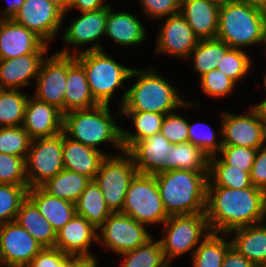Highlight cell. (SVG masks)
<instances>
[{"mask_svg": "<svg viewBox=\"0 0 266 267\" xmlns=\"http://www.w3.org/2000/svg\"><path fill=\"white\" fill-rule=\"evenodd\" d=\"M109 105L74 110L63 114V133L69 138L99 150L98 146L109 142L122 153V127L110 113Z\"/></svg>", "mask_w": 266, "mask_h": 267, "instance_id": "277c9868", "label": "cell"}, {"mask_svg": "<svg viewBox=\"0 0 266 267\" xmlns=\"http://www.w3.org/2000/svg\"><path fill=\"white\" fill-rule=\"evenodd\" d=\"M219 233L210 232L192 254L193 267H221L231 240L225 241Z\"/></svg>", "mask_w": 266, "mask_h": 267, "instance_id": "e575fe53", "label": "cell"}, {"mask_svg": "<svg viewBox=\"0 0 266 267\" xmlns=\"http://www.w3.org/2000/svg\"><path fill=\"white\" fill-rule=\"evenodd\" d=\"M149 68L132 69L129 80L137 77L136 82L127 89L125 100L119 111H145L168 114L181 107H192L194 103L181 99L176 87Z\"/></svg>", "mask_w": 266, "mask_h": 267, "instance_id": "3957f363", "label": "cell"}, {"mask_svg": "<svg viewBox=\"0 0 266 267\" xmlns=\"http://www.w3.org/2000/svg\"><path fill=\"white\" fill-rule=\"evenodd\" d=\"M0 266H1V250H0Z\"/></svg>", "mask_w": 266, "mask_h": 267, "instance_id": "be15d7a7", "label": "cell"}, {"mask_svg": "<svg viewBox=\"0 0 266 267\" xmlns=\"http://www.w3.org/2000/svg\"><path fill=\"white\" fill-rule=\"evenodd\" d=\"M250 179L254 187L266 192V145L256 151L250 172Z\"/></svg>", "mask_w": 266, "mask_h": 267, "instance_id": "681fc988", "label": "cell"}, {"mask_svg": "<svg viewBox=\"0 0 266 267\" xmlns=\"http://www.w3.org/2000/svg\"><path fill=\"white\" fill-rule=\"evenodd\" d=\"M79 259L57 248H43L27 267H72Z\"/></svg>", "mask_w": 266, "mask_h": 267, "instance_id": "7dc6e473", "label": "cell"}, {"mask_svg": "<svg viewBox=\"0 0 266 267\" xmlns=\"http://www.w3.org/2000/svg\"><path fill=\"white\" fill-rule=\"evenodd\" d=\"M257 149L243 146L223 145L218 155L229 166L250 173Z\"/></svg>", "mask_w": 266, "mask_h": 267, "instance_id": "f6af8a7d", "label": "cell"}, {"mask_svg": "<svg viewBox=\"0 0 266 267\" xmlns=\"http://www.w3.org/2000/svg\"><path fill=\"white\" fill-rule=\"evenodd\" d=\"M23 4L24 0H10L8 6L0 13V19H12Z\"/></svg>", "mask_w": 266, "mask_h": 267, "instance_id": "f5cc1de1", "label": "cell"}, {"mask_svg": "<svg viewBox=\"0 0 266 267\" xmlns=\"http://www.w3.org/2000/svg\"><path fill=\"white\" fill-rule=\"evenodd\" d=\"M122 154L106 156L94 178L112 213L122 212L127 189L138 173L132 157L126 151Z\"/></svg>", "mask_w": 266, "mask_h": 267, "instance_id": "9c48e42d", "label": "cell"}, {"mask_svg": "<svg viewBox=\"0 0 266 267\" xmlns=\"http://www.w3.org/2000/svg\"><path fill=\"white\" fill-rule=\"evenodd\" d=\"M29 94L21 89H2L0 92V128L22 126Z\"/></svg>", "mask_w": 266, "mask_h": 267, "instance_id": "8d00e7d4", "label": "cell"}, {"mask_svg": "<svg viewBox=\"0 0 266 267\" xmlns=\"http://www.w3.org/2000/svg\"><path fill=\"white\" fill-rule=\"evenodd\" d=\"M28 189L29 186L0 184V224L15 221Z\"/></svg>", "mask_w": 266, "mask_h": 267, "instance_id": "f35d334b", "label": "cell"}, {"mask_svg": "<svg viewBox=\"0 0 266 267\" xmlns=\"http://www.w3.org/2000/svg\"><path fill=\"white\" fill-rule=\"evenodd\" d=\"M97 229L83 216H75L56 232L54 248L60 249L67 255L79 258L95 257L89 251L93 242H97Z\"/></svg>", "mask_w": 266, "mask_h": 267, "instance_id": "ffe728a7", "label": "cell"}, {"mask_svg": "<svg viewBox=\"0 0 266 267\" xmlns=\"http://www.w3.org/2000/svg\"><path fill=\"white\" fill-rule=\"evenodd\" d=\"M48 44L13 19H0V60L29 53H48Z\"/></svg>", "mask_w": 266, "mask_h": 267, "instance_id": "ac0fdd59", "label": "cell"}, {"mask_svg": "<svg viewBox=\"0 0 266 267\" xmlns=\"http://www.w3.org/2000/svg\"><path fill=\"white\" fill-rule=\"evenodd\" d=\"M150 238L145 244L120 254L123 258L120 267H169L160 240Z\"/></svg>", "mask_w": 266, "mask_h": 267, "instance_id": "d590c367", "label": "cell"}, {"mask_svg": "<svg viewBox=\"0 0 266 267\" xmlns=\"http://www.w3.org/2000/svg\"><path fill=\"white\" fill-rule=\"evenodd\" d=\"M22 128L32 140L54 137L63 132V114L55 106L29 96Z\"/></svg>", "mask_w": 266, "mask_h": 267, "instance_id": "d6986e66", "label": "cell"}, {"mask_svg": "<svg viewBox=\"0 0 266 267\" xmlns=\"http://www.w3.org/2000/svg\"><path fill=\"white\" fill-rule=\"evenodd\" d=\"M258 267H266V259Z\"/></svg>", "mask_w": 266, "mask_h": 267, "instance_id": "94428289", "label": "cell"}, {"mask_svg": "<svg viewBox=\"0 0 266 267\" xmlns=\"http://www.w3.org/2000/svg\"><path fill=\"white\" fill-rule=\"evenodd\" d=\"M49 1L63 12V18H64L66 13L69 11L71 0H49Z\"/></svg>", "mask_w": 266, "mask_h": 267, "instance_id": "11a10c76", "label": "cell"}, {"mask_svg": "<svg viewBox=\"0 0 266 267\" xmlns=\"http://www.w3.org/2000/svg\"><path fill=\"white\" fill-rule=\"evenodd\" d=\"M237 1H242L246 2L248 4L260 7L264 10H266V0H237Z\"/></svg>", "mask_w": 266, "mask_h": 267, "instance_id": "6f0895ef", "label": "cell"}, {"mask_svg": "<svg viewBox=\"0 0 266 267\" xmlns=\"http://www.w3.org/2000/svg\"><path fill=\"white\" fill-rule=\"evenodd\" d=\"M65 88L64 114L98 105L91 93L85 69L73 55H67V78Z\"/></svg>", "mask_w": 266, "mask_h": 267, "instance_id": "cb8c5ba5", "label": "cell"}, {"mask_svg": "<svg viewBox=\"0 0 266 267\" xmlns=\"http://www.w3.org/2000/svg\"><path fill=\"white\" fill-rule=\"evenodd\" d=\"M29 188L43 185L64 169L63 132L48 138L32 140L25 159Z\"/></svg>", "mask_w": 266, "mask_h": 267, "instance_id": "30bf717a", "label": "cell"}, {"mask_svg": "<svg viewBox=\"0 0 266 267\" xmlns=\"http://www.w3.org/2000/svg\"><path fill=\"white\" fill-rule=\"evenodd\" d=\"M160 132L172 144L189 142L188 121L175 112L165 114Z\"/></svg>", "mask_w": 266, "mask_h": 267, "instance_id": "bcb514c9", "label": "cell"}, {"mask_svg": "<svg viewBox=\"0 0 266 267\" xmlns=\"http://www.w3.org/2000/svg\"><path fill=\"white\" fill-rule=\"evenodd\" d=\"M43 248L16 221L0 224L1 266L27 267Z\"/></svg>", "mask_w": 266, "mask_h": 267, "instance_id": "5bb4252c", "label": "cell"}, {"mask_svg": "<svg viewBox=\"0 0 266 267\" xmlns=\"http://www.w3.org/2000/svg\"><path fill=\"white\" fill-rule=\"evenodd\" d=\"M251 63L250 57L244 50L229 48L224 55H221L217 69L238 84L240 79L249 73Z\"/></svg>", "mask_w": 266, "mask_h": 267, "instance_id": "60d3db41", "label": "cell"}, {"mask_svg": "<svg viewBox=\"0 0 266 267\" xmlns=\"http://www.w3.org/2000/svg\"><path fill=\"white\" fill-rule=\"evenodd\" d=\"M221 267H257L245 256L240 254L234 247L227 250L224 261Z\"/></svg>", "mask_w": 266, "mask_h": 267, "instance_id": "f907efd6", "label": "cell"}, {"mask_svg": "<svg viewBox=\"0 0 266 267\" xmlns=\"http://www.w3.org/2000/svg\"><path fill=\"white\" fill-rule=\"evenodd\" d=\"M173 149L161 132L136 142L127 153L138 173L156 175L165 172L167 154Z\"/></svg>", "mask_w": 266, "mask_h": 267, "instance_id": "44dd1931", "label": "cell"}, {"mask_svg": "<svg viewBox=\"0 0 266 267\" xmlns=\"http://www.w3.org/2000/svg\"><path fill=\"white\" fill-rule=\"evenodd\" d=\"M265 222L237 228L230 231L234 234L231 245L257 267L266 259V225Z\"/></svg>", "mask_w": 266, "mask_h": 267, "instance_id": "83f0119b", "label": "cell"}, {"mask_svg": "<svg viewBox=\"0 0 266 267\" xmlns=\"http://www.w3.org/2000/svg\"><path fill=\"white\" fill-rule=\"evenodd\" d=\"M67 78V55L53 53L41 64L33 97L55 106L64 114L65 84Z\"/></svg>", "mask_w": 266, "mask_h": 267, "instance_id": "2e32d148", "label": "cell"}, {"mask_svg": "<svg viewBox=\"0 0 266 267\" xmlns=\"http://www.w3.org/2000/svg\"><path fill=\"white\" fill-rule=\"evenodd\" d=\"M96 257L80 258L72 267H98Z\"/></svg>", "mask_w": 266, "mask_h": 267, "instance_id": "db71d44e", "label": "cell"}, {"mask_svg": "<svg viewBox=\"0 0 266 267\" xmlns=\"http://www.w3.org/2000/svg\"><path fill=\"white\" fill-rule=\"evenodd\" d=\"M90 181L85 175L63 169L41 187L50 195L75 203Z\"/></svg>", "mask_w": 266, "mask_h": 267, "instance_id": "d6a6232c", "label": "cell"}, {"mask_svg": "<svg viewBox=\"0 0 266 267\" xmlns=\"http://www.w3.org/2000/svg\"><path fill=\"white\" fill-rule=\"evenodd\" d=\"M75 209L76 214L83 216L96 229H98L112 213L95 180H91L87 184L86 189L75 202Z\"/></svg>", "mask_w": 266, "mask_h": 267, "instance_id": "1f68e13d", "label": "cell"}, {"mask_svg": "<svg viewBox=\"0 0 266 267\" xmlns=\"http://www.w3.org/2000/svg\"><path fill=\"white\" fill-rule=\"evenodd\" d=\"M12 19L50 44L61 28L63 12L49 0H24Z\"/></svg>", "mask_w": 266, "mask_h": 267, "instance_id": "9a60e30c", "label": "cell"}, {"mask_svg": "<svg viewBox=\"0 0 266 267\" xmlns=\"http://www.w3.org/2000/svg\"><path fill=\"white\" fill-rule=\"evenodd\" d=\"M97 232L98 244L119 255L134 250L152 238L146 225L121 212L111 213Z\"/></svg>", "mask_w": 266, "mask_h": 267, "instance_id": "8fae6325", "label": "cell"}, {"mask_svg": "<svg viewBox=\"0 0 266 267\" xmlns=\"http://www.w3.org/2000/svg\"><path fill=\"white\" fill-rule=\"evenodd\" d=\"M117 45L133 46L142 44L147 37L143 23L133 14L128 12H113L110 5L107 8V21L105 35Z\"/></svg>", "mask_w": 266, "mask_h": 267, "instance_id": "484cf974", "label": "cell"}, {"mask_svg": "<svg viewBox=\"0 0 266 267\" xmlns=\"http://www.w3.org/2000/svg\"><path fill=\"white\" fill-rule=\"evenodd\" d=\"M111 156L101 150L70 139L63 133V166L64 169L85 175L94 180L102 160Z\"/></svg>", "mask_w": 266, "mask_h": 267, "instance_id": "d4e9b609", "label": "cell"}, {"mask_svg": "<svg viewBox=\"0 0 266 267\" xmlns=\"http://www.w3.org/2000/svg\"><path fill=\"white\" fill-rule=\"evenodd\" d=\"M266 10L242 1L220 5L216 38L230 48L264 44Z\"/></svg>", "mask_w": 266, "mask_h": 267, "instance_id": "5b68a950", "label": "cell"}, {"mask_svg": "<svg viewBox=\"0 0 266 267\" xmlns=\"http://www.w3.org/2000/svg\"><path fill=\"white\" fill-rule=\"evenodd\" d=\"M75 59L85 69L94 100L98 104L109 105L114 91L122 87L125 93L121 99V107L127 93L123 82L129 80L132 68L124 67L104 50L82 52L76 55Z\"/></svg>", "mask_w": 266, "mask_h": 267, "instance_id": "8992f818", "label": "cell"}, {"mask_svg": "<svg viewBox=\"0 0 266 267\" xmlns=\"http://www.w3.org/2000/svg\"><path fill=\"white\" fill-rule=\"evenodd\" d=\"M159 30L156 54L166 53L188 60L191 51L200 41L181 13L166 17Z\"/></svg>", "mask_w": 266, "mask_h": 267, "instance_id": "e0dca14e", "label": "cell"}, {"mask_svg": "<svg viewBox=\"0 0 266 267\" xmlns=\"http://www.w3.org/2000/svg\"><path fill=\"white\" fill-rule=\"evenodd\" d=\"M46 53H29L0 60V86L3 89H21L36 81Z\"/></svg>", "mask_w": 266, "mask_h": 267, "instance_id": "603a6c76", "label": "cell"}, {"mask_svg": "<svg viewBox=\"0 0 266 267\" xmlns=\"http://www.w3.org/2000/svg\"><path fill=\"white\" fill-rule=\"evenodd\" d=\"M263 45H265V47H266V19H265V31H264V44ZM265 50H266V48H265Z\"/></svg>", "mask_w": 266, "mask_h": 267, "instance_id": "91938a15", "label": "cell"}, {"mask_svg": "<svg viewBox=\"0 0 266 267\" xmlns=\"http://www.w3.org/2000/svg\"><path fill=\"white\" fill-rule=\"evenodd\" d=\"M209 173L175 169L155 175L169 216L206 213Z\"/></svg>", "mask_w": 266, "mask_h": 267, "instance_id": "7a4b0ae2", "label": "cell"}, {"mask_svg": "<svg viewBox=\"0 0 266 267\" xmlns=\"http://www.w3.org/2000/svg\"><path fill=\"white\" fill-rule=\"evenodd\" d=\"M147 17L160 19L180 13L181 0H138Z\"/></svg>", "mask_w": 266, "mask_h": 267, "instance_id": "c3c4849f", "label": "cell"}, {"mask_svg": "<svg viewBox=\"0 0 266 267\" xmlns=\"http://www.w3.org/2000/svg\"><path fill=\"white\" fill-rule=\"evenodd\" d=\"M15 221L44 248H54L56 232L29 197L21 204Z\"/></svg>", "mask_w": 266, "mask_h": 267, "instance_id": "f1b7e54d", "label": "cell"}, {"mask_svg": "<svg viewBox=\"0 0 266 267\" xmlns=\"http://www.w3.org/2000/svg\"><path fill=\"white\" fill-rule=\"evenodd\" d=\"M167 159L165 172L182 169L209 173L210 156L191 142L173 144V149L167 154Z\"/></svg>", "mask_w": 266, "mask_h": 267, "instance_id": "f546056e", "label": "cell"}, {"mask_svg": "<svg viewBox=\"0 0 266 267\" xmlns=\"http://www.w3.org/2000/svg\"><path fill=\"white\" fill-rule=\"evenodd\" d=\"M206 216L211 232L228 234L266 219V192L253 185L244 189L207 187Z\"/></svg>", "mask_w": 266, "mask_h": 267, "instance_id": "6da1fadb", "label": "cell"}, {"mask_svg": "<svg viewBox=\"0 0 266 267\" xmlns=\"http://www.w3.org/2000/svg\"><path fill=\"white\" fill-rule=\"evenodd\" d=\"M118 114L120 116H128V118L132 120L133 127L136 130V132H132L122 128V144L124 151L126 152L136 142L159 133L165 116V114L145 111H120Z\"/></svg>", "mask_w": 266, "mask_h": 267, "instance_id": "4dcf8cb0", "label": "cell"}, {"mask_svg": "<svg viewBox=\"0 0 266 267\" xmlns=\"http://www.w3.org/2000/svg\"><path fill=\"white\" fill-rule=\"evenodd\" d=\"M81 16L72 20V23L62 32L63 42L67 45L77 47L72 50L64 48L56 53L63 55L76 56L82 52L104 50L103 46L97 42L102 36L105 35L106 21H107V8H102L96 11L80 12ZM95 41V42H94ZM94 42V44H92ZM92 44L85 48V50H79L78 46L86 44ZM79 50V51H78Z\"/></svg>", "mask_w": 266, "mask_h": 267, "instance_id": "4fadbf2b", "label": "cell"}, {"mask_svg": "<svg viewBox=\"0 0 266 267\" xmlns=\"http://www.w3.org/2000/svg\"><path fill=\"white\" fill-rule=\"evenodd\" d=\"M254 108L258 111L266 128V98L263 101L261 100V102L254 106Z\"/></svg>", "mask_w": 266, "mask_h": 267, "instance_id": "9f6ffc18", "label": "cell"}, {"mask_svg": "<svg viewBox=\"0 0 266 267\" xmlns=\"http://www.w3.org/2000/svg\"><path fill=\"white\" fill-rule=\"evenodd\" d=\"M218 155L210 157L207 187L244 189L252 186L250 173L226 165Z\"/></svg>", "mask_w": 266, "mask_h": 267, "instance_id": "836d02e7", "label": "cell"}, {"mask_svg": "<svg viewBox=\"0 0 266 267\" xmlns=\"http://www.w3.org/2000/svg\"><path fill=\"white\" fill-rule=\"evenodd\" d=\"M244 115L222 112V145L243 146L259 149L265 146L266 128L258 111L252 107Z\"/></svg>", "mask_w": 266, "mask_h": 267, "instance_id": "7c38bea8", "label": "cell"}, {"mask_svg": "<svg viewBox=\"0 0 266 267\" xmlns=\"http://www.w3.org/2000/svg\"><path fill=\"white\" fill-rule=\"evenodd\" d=\"M32 139L22 126L0 128V153L26 159Z\"/></svg>", "mask_w": 266, "mask_h": 267, "instance_id": "ab89813d", "label": "cell"}, {"mask_svg": "<svg viewBox=\"0 0 266 267\" xmlns=\"http://www.w3.org/2000/svg\"><path fill=\"white\" fill-rule=\"evenodd\" d=\"M28 197L57 232L76 214L75 203L47 193L41 186L28 189Z\"/></svg>", "mask_w": 266, "mask_h": 267, "instance_id": "4316f807", "label": "cell"}, {"mask_svg": "<svg viewBox=\"0 0 266 267\" xmlns=\"http://www.w3.org/2000/svg\"><path fill=\"white\" fill-rule=\"evenodd\" d=\"M104 0H71L69 12L78 8L80 12L96 11L102 8H108L110 4H104Z\"/></svg>", "mask_w": 266, "mask_h": 267, "instance_id": "816d5d0a", "label": "cell"}, {"mask_svg": "<svg viewBox=\"0 0 266 267\" xmlns=\"http://www.w3.org/2000/svg\"><path fill=\"white\" fill-rule=\"evenodd\" d=\"M219 8L211 0H181L180 13L200 40L216 39Z\"/></svg>", "mask_w": 266, "mask_h": 267, "instance_id": "7402d4cb", "label": "cell"}, {"mask_svg": "<svg viewBox=\"0 0 266 267\" xmlns=\"http://www.w3.org/2000/svg\"><path fill=\"white\" fill-rule=\"evenodd\" d=\"M202 91L208 97H225L231 93L236 83L217 68L205 73L200 77Z\"/></svg>", "mask_w": 266, "mask_h": 267, "instance_id": "ee69618b", "label": "cell"}, {"mask_svg": "<svg viewBox=\"0 0 266 267\" xmlns=\"http://www.w3.org/2000/svg\"><path fill=\"white\" fill-rule=\"evenodd\" d=\"M219 5H222V4H227L229 2H233V1H236V0H211Z\"/></svg>", "mask_w": 266, "mask_h": 267, "instance_id": "680465c9", "label": "cell"}, {"mask_svg": "<svg viewBox=\"0 0 266 267\" xmlns=\"http://www.w3.org/2000/svg\"><path fill=\"white\" fill-rule=\"evenodd\" d=\"M188 136L189 142L200 147L210 157L218 155L223 146L222 139L217 141V135L212 127L203 122L193 123L191 125L188 121Z\"/></svg>", "mask_w": 266, "mask_h": 267, "instance_id": "7bdbcfd3", "label": "cell"}, {"mask_svg": "<svg viewBox=\"0 0 266 267\" xmlns=\"http://www.w3.org/2000/svg\"><path fill=\"white\" fill-rule=\"evenodd\" d=\"M0 184L28 186L25 158L0 153Z\"/></svg>", "mask_w": 266, "mask_h": 267, "instance_id": "b9f144b4", "label": "cell"}, {"mask_svg": "<svg viewBox=\"0 0 266 267\" xmlns=\"http://www.w3.org/2000/svg\"><path fill=\"white\" fill-rule=\"evenodd\" d=\"M230 47L223 41L216 39L200 40L197 46L191 51L189 58L194 60V70L201 77L207 72L216 69L221 55Z\"/></svg>", "mask_w": 266, "mask_h": 267, "instance_id": "74e56055", "label": "cell"}, {"mask_svg": "<svg viewBox=\"0 0 266 267\" xmlns=\"http://www.w3.org/2000/svg\"><path fill=\"white\" fill-rule=\"evenodd\" d=\"M121 213L148 227L150 224H163L169 218L155 175L137 173L134 176L127 189Z\"/></svg>", "mask_w": 266, "mask_h": 267, "instance_id": "ba28073f", "label": "cell"}, {"mask_svg": "<svg viewBox=\"0 0 266 267\" xmlns=\"http://www.w3.org/2000/svg\"><path fill=\"white\" fill-rule=\"evenodd\" d=\"M263 80H264V82H263L264 83V87L266 89V74H264V79Z\"/></svg>", "mask_w": 266, "mask_h": 267, "instance_id": "6125c7cd", "label": "cell"}, {"mask_svg": "<svg viewBox=\"0 0 266 267\" xmlns=\"http://www.w3.org/2000/svg\"><path fill=\"white\" fill-rule=\"evenodd\" d=\"M162 230L166 235L160 239V242L164 256L169 263L172 258L189 251L193 250V254L211 232L206 213L171 215L163 223Z\"/></svg>", "mask_w": 266, "mask_h": 267, "instance_id": "52a82bcc", "label": "cell"}]
</instances>
